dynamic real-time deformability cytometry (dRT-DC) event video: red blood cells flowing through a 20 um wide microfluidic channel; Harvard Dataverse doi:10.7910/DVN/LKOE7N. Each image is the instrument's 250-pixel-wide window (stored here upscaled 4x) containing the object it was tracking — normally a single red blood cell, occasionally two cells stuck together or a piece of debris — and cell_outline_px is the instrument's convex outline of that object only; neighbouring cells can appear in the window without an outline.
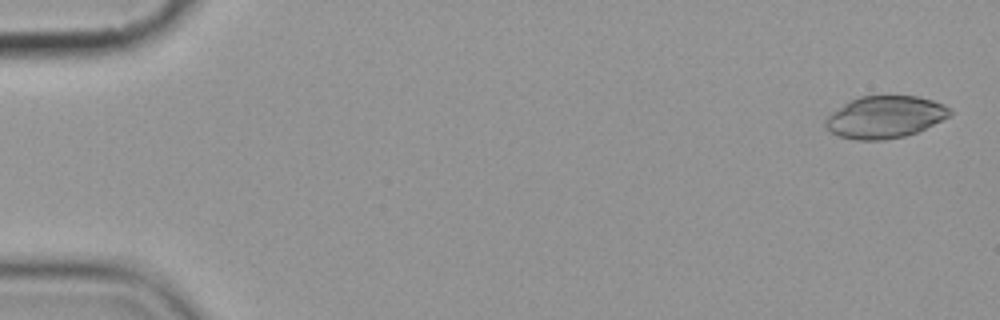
{"species": "common noctule bat (a hibernating species)", "species_latin": "Nyctalus noctula", "temperature_condition": "cold", "stored_images_in_passage": 4, "camera_frame_rate_fps": 3000, "um_per_image_px": 0.085, "animal": {"sex": "female", "body_mass_g": 19.9}, "frame": {"image": 1, "passage_image": 1, "time_ms": 0.0, "image_size_px": [1000, 320], "cell_outline_px": [[952, 112], [948, 116], [916, 132], [904, 136], [884, 140], [856, 140], [840, 136], [832, 132], [824, 124], [824, 120], [832, 112], [844, 104], [860, 96], [916, 96], [932, 100], [944, 104]], "centroid_in_image_um": [75.2, 9.95], "position_along_channel_um": 9.8, "area_um2": 30.06}}